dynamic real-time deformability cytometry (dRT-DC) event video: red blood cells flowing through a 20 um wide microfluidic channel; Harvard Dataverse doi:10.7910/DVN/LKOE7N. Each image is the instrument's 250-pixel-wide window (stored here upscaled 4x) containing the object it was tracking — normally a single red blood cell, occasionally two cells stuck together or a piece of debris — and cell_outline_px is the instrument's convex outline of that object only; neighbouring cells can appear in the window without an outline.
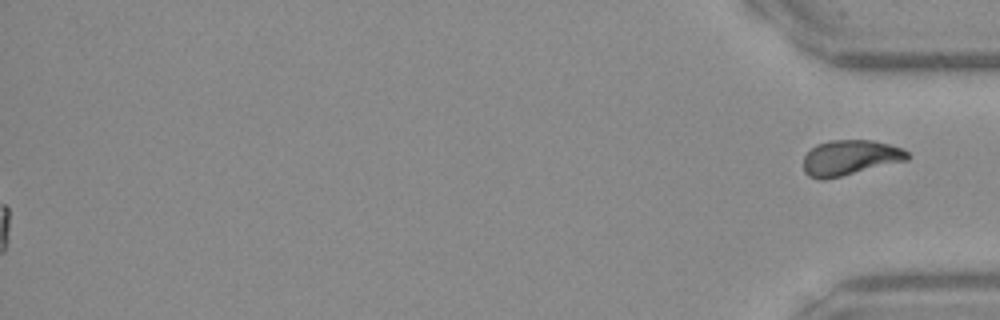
{"species": "Egyptian fruit bat (a non-hibernating species)", "species_latin": "Rousettus aegyptiacus", "temperature_condition": "warm", "stored_images_in_passage": 33, "segment_of_instrument_passage": [2, 2], "camera_frame_rate_fps": 3000, "um_per_image_px": 0.085, "frame": {"image": 1, "passage_image": 33, "time_ms": 10.667, "image_size_px": [1000, 320], "cell_outline_px": [[912, 156], [908, 160], [824, 180], [820, 180], [808, 176], [804, 172], [804, 156], [816, 144], [832, 140], [872, 140], [904, 148]], "centroid_in_image_um": [72.27, 13.4], "position_along_channel_um": 362.9, "area_um2": 21.44}}